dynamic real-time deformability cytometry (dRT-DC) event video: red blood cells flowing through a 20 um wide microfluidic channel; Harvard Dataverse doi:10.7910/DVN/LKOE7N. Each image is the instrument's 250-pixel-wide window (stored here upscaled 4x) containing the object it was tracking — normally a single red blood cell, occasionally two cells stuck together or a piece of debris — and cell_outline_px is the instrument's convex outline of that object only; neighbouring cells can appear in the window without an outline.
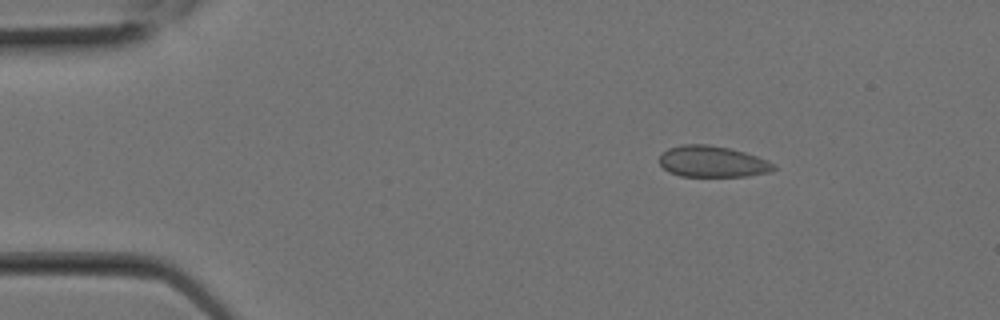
{"species": "Egyptian fruit bat (a non-hibernating species)", "species_latin": "Rousettus aegyptiacus", "temperature_condition": "room temperature", "stored_images_in_passage": 1, "camera_frame_rate_fps": 3000, "um_per_image_px": 0.085, "animal": {"sex": "female"}, "frame": {"image": 1, "passage_image": 1, "time_ms": 0.0, "image_size_px": [1000, 320], "cell_outline_px": [[776, 168], [772, 172], [748, 176], [680, 176], [668, 172], [660, 164], [660, 156], [668, 148], [680, 144], [708, 144], [728, 148], [744, 152], [768, 160], [776, 164]], "centroid_in_image_um": [60.58, 13.74], "position_along_channel_um": 24.4, "area_um2": 20.92}}